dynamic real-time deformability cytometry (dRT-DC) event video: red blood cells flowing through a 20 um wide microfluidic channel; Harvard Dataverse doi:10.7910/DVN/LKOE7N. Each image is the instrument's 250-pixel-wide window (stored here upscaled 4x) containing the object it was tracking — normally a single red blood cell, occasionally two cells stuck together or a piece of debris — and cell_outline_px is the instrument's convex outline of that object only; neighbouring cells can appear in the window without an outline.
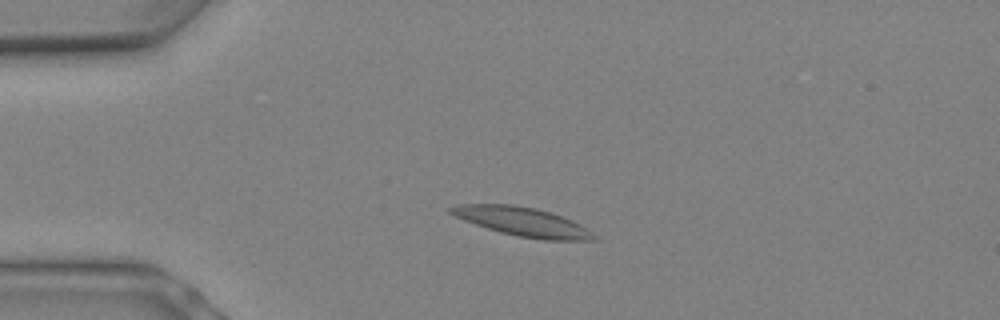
{"species": "Egyptian fruit bat (a non-hibernating species)", "species_latin": "Rousettus aegyptiacus", "temperature_condition": "warm", "stored_images_in_passage": 7, "camera_frame_rate_fps": 3000, "um_per_image_px": 0.085, "animal": {"sex": "female"}, "frame": {"image": 1, "passage_image": 4, "time_ms": 1.0, "image_size_px": [1000, 320], "cell_outline_px": [[596, 240], [544, 240], [520, 236], [500, 232], [464, 220], [448, 212], [448, 208], [456, 204], [512, 204], [536, 208], [572, 220], [580, 224], [592, 232], [596, 236]], "centroid_in_image_um": [44.4, 18.84], "position_along_channel_um": 40.6, "area_um2": 23.81}}
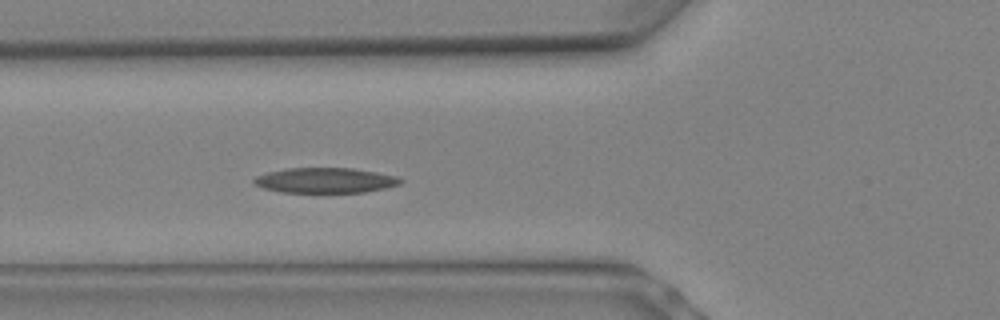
{"frame": {"image": 2, "passage_image": 7, "time_ms": 2.0, "image_size_px": [1000, 320], "cell_outline_px": [[404, 180], [400, 184], [384, 188], [364, 192], [280, 192], [264, 188], [252, 184], [252, 180], [256, 176], [268, 172], [288, 168], [352, 168], [376, 172], [396, 176]], "centroid_in_image_um": [27.62, 15.33], "position_along_channel_um": 98.2, "area_um2": 21.44}}